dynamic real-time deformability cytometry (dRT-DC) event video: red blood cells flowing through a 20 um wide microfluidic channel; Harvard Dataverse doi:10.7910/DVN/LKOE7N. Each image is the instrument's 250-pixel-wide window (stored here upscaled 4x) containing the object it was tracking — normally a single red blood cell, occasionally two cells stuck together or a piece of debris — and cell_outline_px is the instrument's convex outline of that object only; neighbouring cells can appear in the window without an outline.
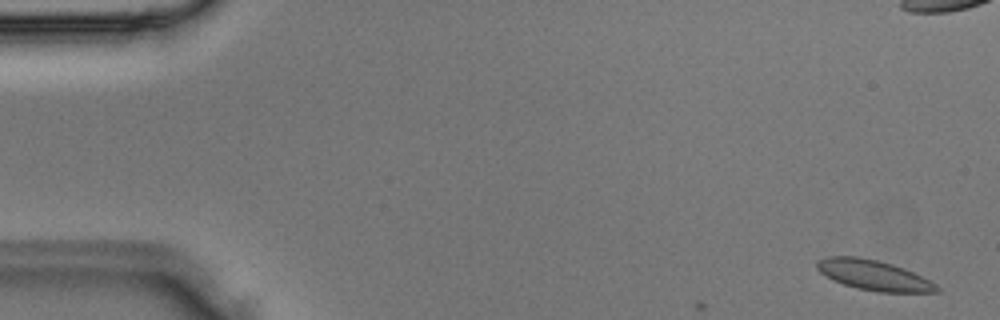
{"species": "Egyptian fruit bat (a non-hibernating species)", "species_latin": "Rousettus aegyptiacus", "temperature_condition": "room temperature", "stored_images_in_passage": 3, "camera_frame_rate_fps": 3000, "um_per_image_px": 0.085, "animal": {"sex": "male"}, "frame": {"image": 1, "passage_image": 1, "time_ms": 0.0, "image_size_px": [1000, 320], "cell_outline_px": [[940, 292], [880, 292], [856, 288], [844, 284], [824, 276], [816, 268], [816, 260], [828, 256], [856, 256], [876, 260], [892, 264], [904, 268], [936, 284], [940, 288]], "centroid_in_image_um": [74.22, 23.38], "position_along_channel_um": 10.8, "area_um2": 20.98}}